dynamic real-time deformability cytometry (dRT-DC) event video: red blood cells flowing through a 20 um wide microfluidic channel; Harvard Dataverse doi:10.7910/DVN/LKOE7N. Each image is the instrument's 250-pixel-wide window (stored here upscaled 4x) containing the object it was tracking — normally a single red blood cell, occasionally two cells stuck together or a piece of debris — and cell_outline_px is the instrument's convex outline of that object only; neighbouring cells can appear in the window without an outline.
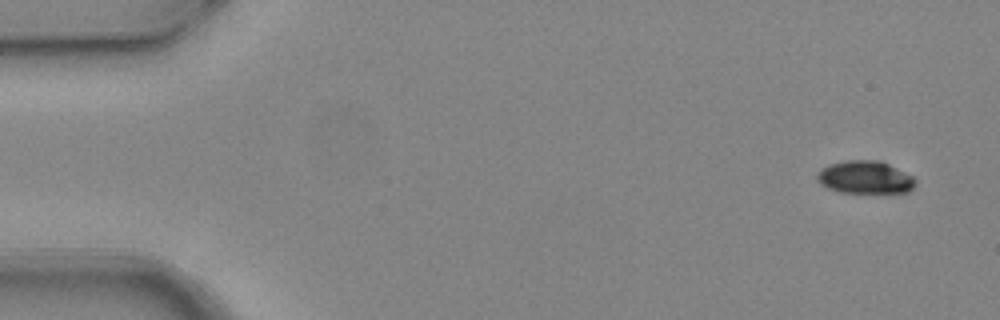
{"species": "common noctule bat (a hibernating species)", "species_latin": "Nyctalus noctula", "temperature_condition": "warm", "stored_images_in_passage": 7, "camera_frame_rate_fps": 3000, "um_per_image_px": 0.085, "animal": {"sex": "female", "body_mass_g": 24.6, "forearm_length_mm": 56.2}, "frame": {"image": 1, "passage_image": 1, "time_ms": 0.0, "image_size_px": [1000, 320], "cell_outline_px": [[916, 184], [908, 192], [840, 192], [828, 188], [820, 184], [816, 180], [816, 176], [820, 168], [828, 164], [844, 160], [880, 160], [912, 176], [916, 180]], "centroid_in_image_um": [73.48, 15.06], "position_along_channel_um": 11.5, "area_um2": 18.79}}
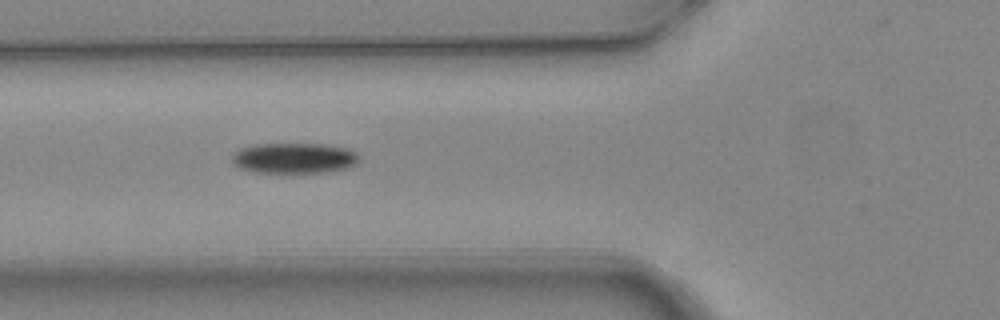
{"frame": {"image": 2, "passage_image": 5, "time_ms": 1.333, "image_size_px": [1000, 320], "cell_outline_px": [[360, 160], [356, 164], [348, 168], [328, 172], [276, 176], [252, 172], [240, 168], [232, 164], [232, 152], [240, 148], [256, 144], [324, 144], [348, 148], [356, 152], [360, 156]], "centroid_in_image_um": [24.97, 13.49], "position_along_channel_um": 100.8, "area_um2": 23.99}}
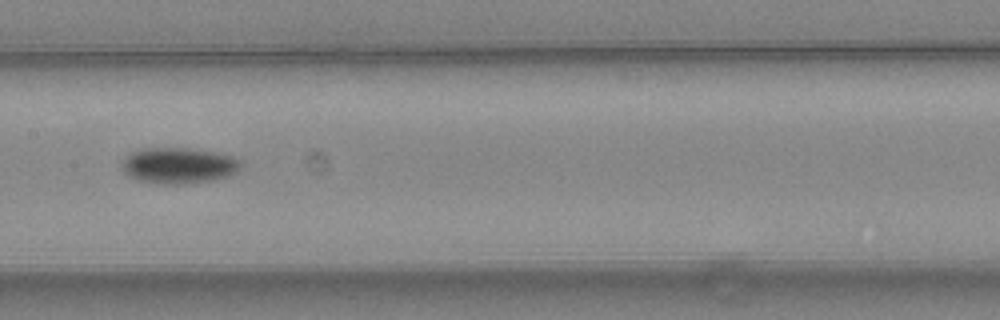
{"frame": {"image": 3, "passage_image": 7, "time_ms": 2.0, "image_size_px": [1000, 320], "cell_outline_px": [[244, 164], [236, 172], [228, 176], [212, 180], [184, 184], [160, 184], [140, 180], [132, 176], [124, 168], [124, 160], [132, 152], [144, 148], [188, 148], [220, 152], [232, 156], [240, 160]], "centroid_in_image_um": [15.3, 14.06], "position_along_channel_um": 192.1, "area_um2": 24.68}}